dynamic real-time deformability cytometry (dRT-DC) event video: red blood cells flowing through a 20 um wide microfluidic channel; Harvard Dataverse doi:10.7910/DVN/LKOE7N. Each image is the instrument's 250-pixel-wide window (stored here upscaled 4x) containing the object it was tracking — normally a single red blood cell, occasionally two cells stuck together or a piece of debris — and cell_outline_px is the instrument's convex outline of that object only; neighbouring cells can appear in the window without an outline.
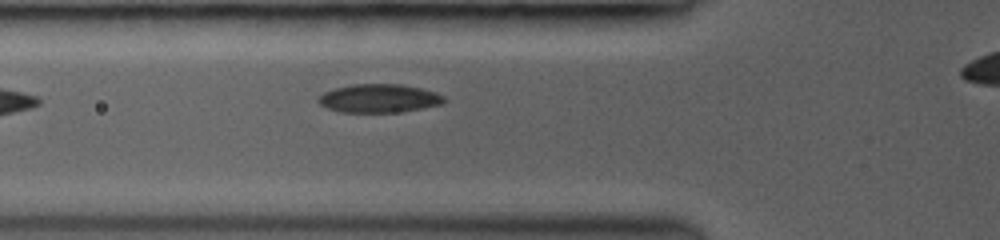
{"species": "common noctule bat (a hibernating species)", "species_latin": "Nyctalus noctula", "temperature_condition": "room temperature", "stored_images_in_passage": 5, "camera_frame_rate_fps": 3000, "um_per_image_px": 0.085, "animal": {"sex": "female", "body_mass_g": 19.0, "forearm_length_mm": 53.3}, "frame": {"image": 1, "passage_image": 3, "time_ms": 1.0, "image_size_px": [1000, 240], "cell_outline_px": [[448, 100], [444, 104], [404, 112], [340, 112], [328, 108], [320, 104], [316, 100], [324, 92], [336, 88], [352, 84], [400, 84], [420, 88], [436, 92], [444, 96]], "centroid_in_image_um": [32.27, 8.37], "position_along_channel_um": 93.5, "area_um2": 21.04}}
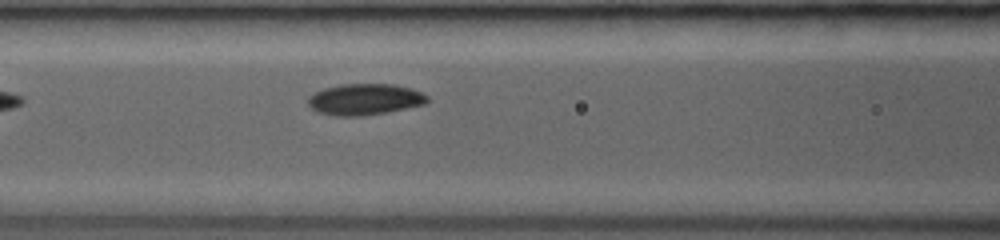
{"frame": {"image": 2, "passage_image": 5, "time_ms": 2.0, "image_size_px": [1000, 240], "cell_outline_px": [[428, 104], [388, 112], [360, 116], [336, 116], [316, 112], [308, 104], [308, 96], [324, 88], [344, 84], [392, 84], [412, 88], [428, 96]], "centroid_in_image_um": [31.03, 8.45], "position_along_channel_um": 135.6, "area_um2": 21.85}}